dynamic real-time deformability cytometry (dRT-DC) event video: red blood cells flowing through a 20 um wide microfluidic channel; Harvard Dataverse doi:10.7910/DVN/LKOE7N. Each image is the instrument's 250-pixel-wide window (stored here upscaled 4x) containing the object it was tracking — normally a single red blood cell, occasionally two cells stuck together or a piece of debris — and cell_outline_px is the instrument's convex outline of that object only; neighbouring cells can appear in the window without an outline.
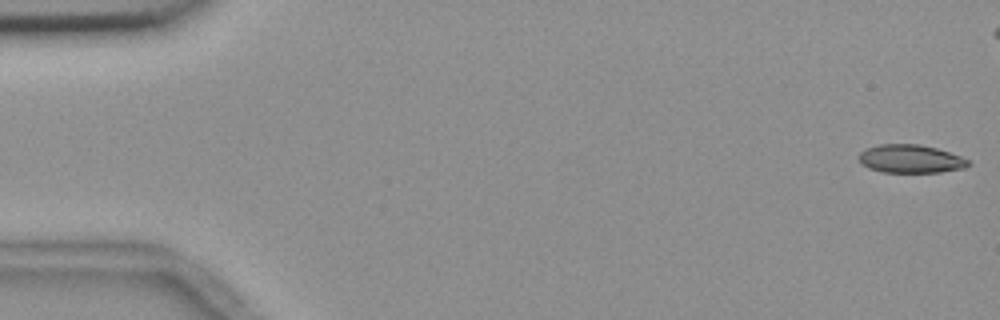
{"species": "common noctule bat (a hibernating species)", "species_latin": "Nyctalus noctula", "temperature_condition": "room temperature", "stored_images_in_passage": 21, "camera_frame_rate_fps": 3000, "um_per_image_px": 0.085, "animal": {"sex": "female", "body_mass_g": 18.4}, "frame": {"image": 1, "passage_image": 1, "time_ms": 0.0, "image_size_px": [1000, 320], "cell_outline_px": [[972, 164], [964, 168], [940, 172], [884, 172], [868, 168], [856, 156], [864, 148], [880, 144], [920, 144], [936, 148], [960, 156], [968, 160]], "centroid_in_image_um": [77.38, 13.49], "position_along_channel_um": 7.6, "area_um2": 18.03}}